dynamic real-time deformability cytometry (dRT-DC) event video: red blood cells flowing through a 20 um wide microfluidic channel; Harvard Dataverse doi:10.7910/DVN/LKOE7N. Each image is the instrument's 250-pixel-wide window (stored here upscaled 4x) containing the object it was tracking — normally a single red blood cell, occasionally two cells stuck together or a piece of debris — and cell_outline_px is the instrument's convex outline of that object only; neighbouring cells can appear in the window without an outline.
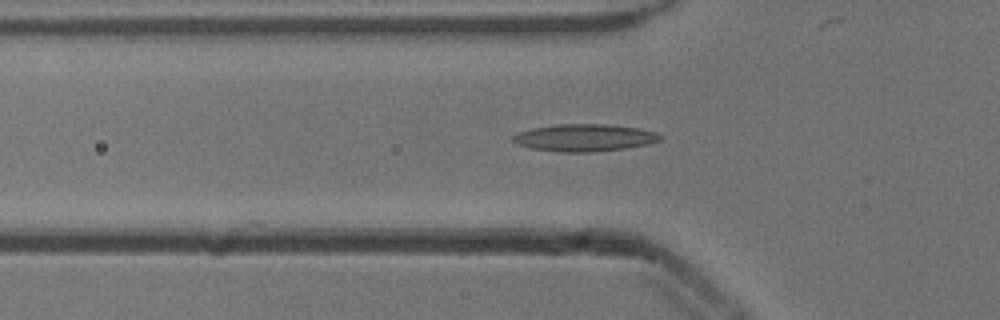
{"species": "common noctule bat (a hibernating species)", "species_latin": "Nyctalus noctula", "temperature_condition": "cold", "stored_images_in_passage": 46, "camera_frame_rate_fps": 3000, "um_per_image_px": 0.085, "animal": {"sex": "male", "body_mass_g": 13.3}, "frame": {"image": 1, "passage_image": 14, "time_ms": 4.333, "image_size_px": [1000, 320], "cell_outline_px": [[664, 136], [660, 140], [648, 144], [628, 148], [588, 152], [560, 152], [532, 148], [516, 144], [512, 140], [512, 136], [520, 132], [532, 128], [556, 124], [608, 124], [640, 128], [656, 132]], "centroid_in_image_um": [49.71, 11.7], "position_along_channel_um": 76.1, "area_um2": 23.47}}
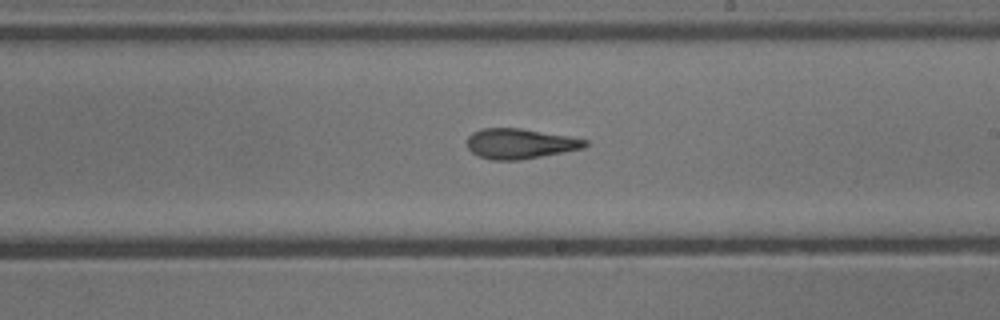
{"frame": {"image": 2, "passage_image": 27, "time_ms": 8.667, "image_size_px": [1000, 320], "cell_outline_px": [[588, 144], [584, 148], [520, 160], [492, 160], [480, 156], [472, 152], [468, 148], [468, 136], [472, 132], [484, 128], [520, 128], [568, 136], [588, 140]], "centroid_in_image_um": [44.2, 12.21], "position_along_channel_um": 244.8, "area_um2": 20.58}}
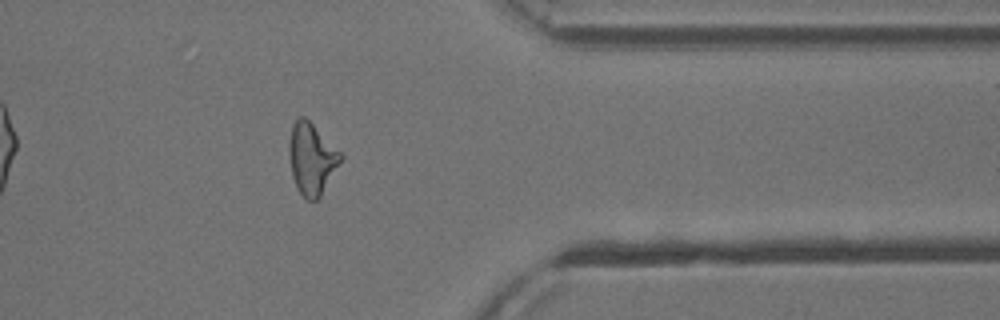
{"frame": {"image": 3, "passage_image": 39, "time_ms": 12.667, "image_size_px": [1000, 320], "cell_outline_px": [[344, 156], [320, 196], [316, 200], [308, 200], [300, 192], [292, 176], [288, 152], [288, 144], [292, 124], [300, 116], [304, 116]], "centroid_in_image_um": [26.47, 13.48], "position_along_channel_um": 384.9, "area_um2": 21.04}, "authors_computed_cell_mechanics": {"area_um2": 20.8947, "velocity_mm_per_s": 3.8658, "shape_relaxation_time_tau1_ms": null, "shape_relaxation_time_tau2_ms": 3.4406, "deformation_change_tau1": null, "deformation_change_tau2": 0.1439}}